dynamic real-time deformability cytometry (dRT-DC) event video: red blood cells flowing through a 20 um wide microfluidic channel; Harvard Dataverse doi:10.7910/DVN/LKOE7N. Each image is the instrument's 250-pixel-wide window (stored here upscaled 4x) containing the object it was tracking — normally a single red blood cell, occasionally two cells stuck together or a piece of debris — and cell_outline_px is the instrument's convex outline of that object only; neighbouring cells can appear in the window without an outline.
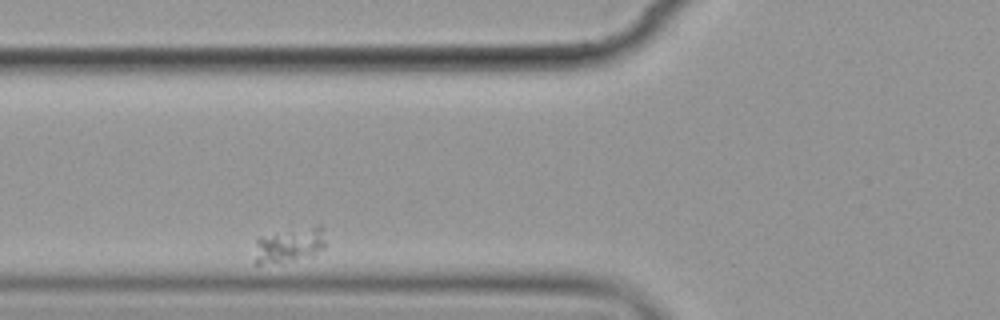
{"species": "common noctule bat (a hibernating species)", "species_latin": "Nyctalus noctula", "temperature_condition": "cold", "stored_images_in_passage": 7, "segment_of_instrument_passage": [1, 2], "camera_frame_rate_fps": 3000, "um_per_image_px": 0.085, "animal": {"sex": "female", "body_mass_g": 19.9}, "frame": {"image": 1, "passage_image": 3, "time_ms": 2.333, "image_size_px": [1000, 320], "cell_outline_px": [[328, 244], [324, 248], [312, 256], [280, 264], [256, 264], [256, 240], [260, 236], [316, 224], [320, 224], [324, 228]], "centroid_in_image_um": [24.7, 20.82], "position_along_channel_um": 101.1, "area_um2": 15.09}}
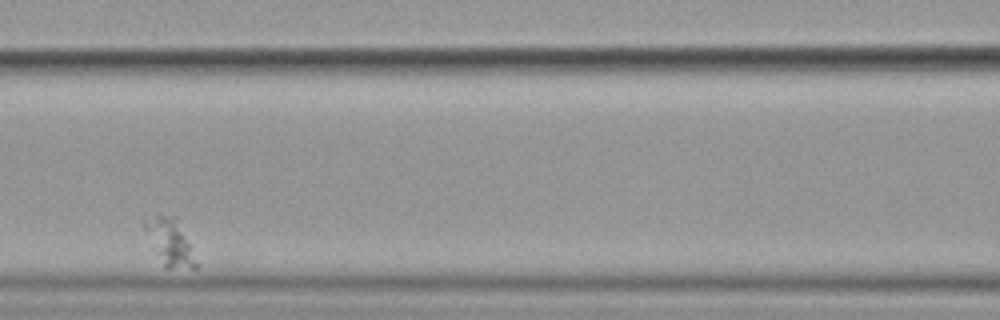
{"frame": {"image": 2, "passage_image": 4, "time_ms": 4.333, "image_size_px": [1000, 320], "cell_outline_px": [[200, 264], [196, 268], [164, 268], [140, 220], [156, 216], [176, 216]], "centroid_in_image_um": [14.47, 20.6], "position_along_channel_um": 152.1, "area_um2": 13.93}}
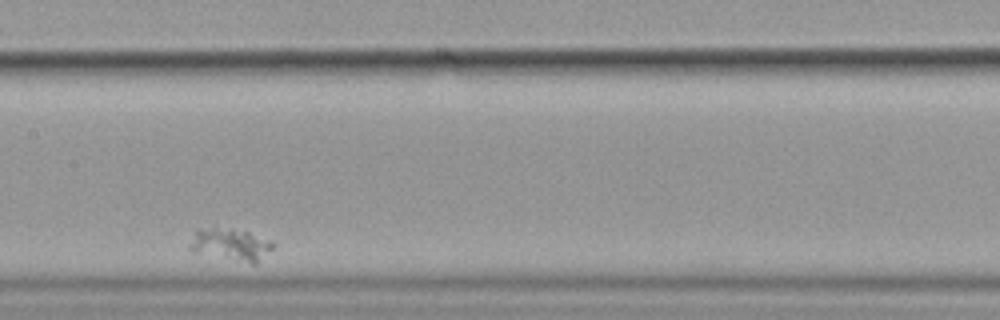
{"frame": {"image": 3, "passage_image": 5, "time_ms": 5.667, "image_size_px": [1000, 320], "cell_outline_px": [[272, 248], [256, 264], [252, 264], [196, 252], [188, 248], [188, 244], [196, 228], [232, 228], [248, 232], [268, 240], [272, 244]], "centroid_in_image_um": [19.54, 20.77], "position_along_channel_um": 187.9, "area_um2": 15.43}}